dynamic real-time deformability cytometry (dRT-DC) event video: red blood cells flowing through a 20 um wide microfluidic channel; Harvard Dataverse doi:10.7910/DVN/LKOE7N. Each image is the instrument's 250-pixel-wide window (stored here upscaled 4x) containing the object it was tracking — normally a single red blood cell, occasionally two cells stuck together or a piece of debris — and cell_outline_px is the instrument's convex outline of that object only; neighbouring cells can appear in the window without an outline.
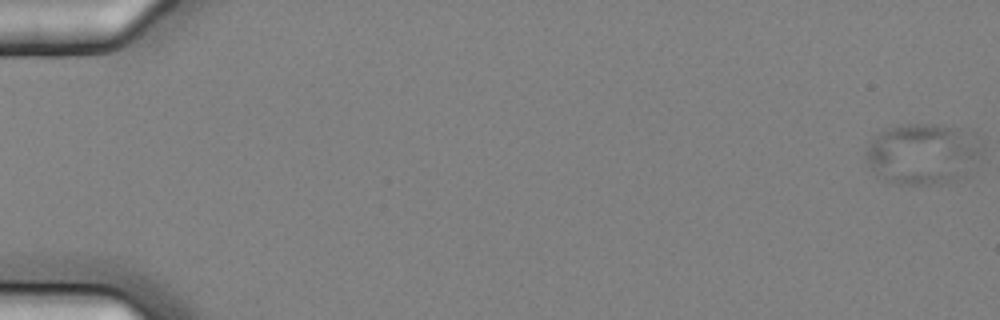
{"species": "common noctule bat (a hibernating species)", "species_latin": "Nyctalus noctula", "temperature_condition": "cold", "stored_images_in_passage": 56, "camera_frame_rate_fps": 3000, "um_per_image_px": 0.085, "animal": {"sex": "female", "body_mass_g": 25.1}, "frame": {"image": 1, "passage_image": 1, "time_ms": 0.0, "image_size_px": [1000, 320], "cell_outline_px": [[984, 156], [964, 176], [956, 180], [944, 184], [892, 184], [876, 176], [864, 160], [864, 152], [872, 140], [880, 132], [888, 128], [900, 124], [944, 124], [968, 128], [976, 132], [984, 144]], "centroid_in_image_um": [78.53, 13.06], "position_along_channel_um": 6.5, "area_um2": 43.06}}
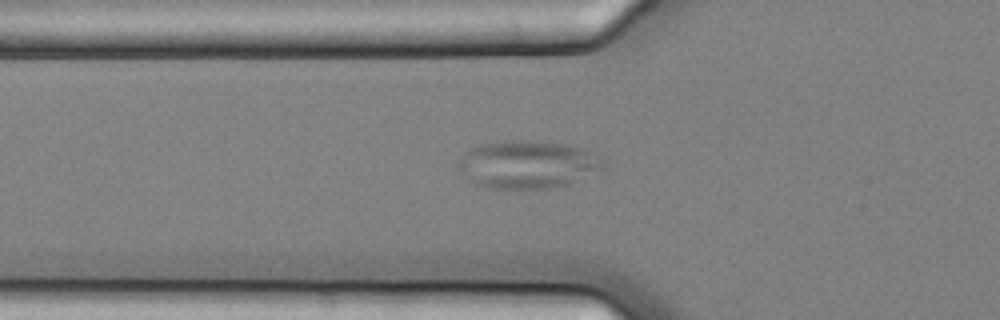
{"frame": {"image": 2, "passage_image": 22, "time_ms": 7.0, "image_size_px": [1000, 320], "cell_outline_px": [[604, 168], [568, 184], [548, 188], [488, 188], [476, 184], [468, 180], [456, 168], [456, 164], [464, 152], [480, 144], [504, 140], [536, 140], [564, 144], [596, 152], [604, 160]], "centroid_in_image_um": [44.81, 13.96], "position_along_channel_um": 81.0, "area_um2": 40.69}}
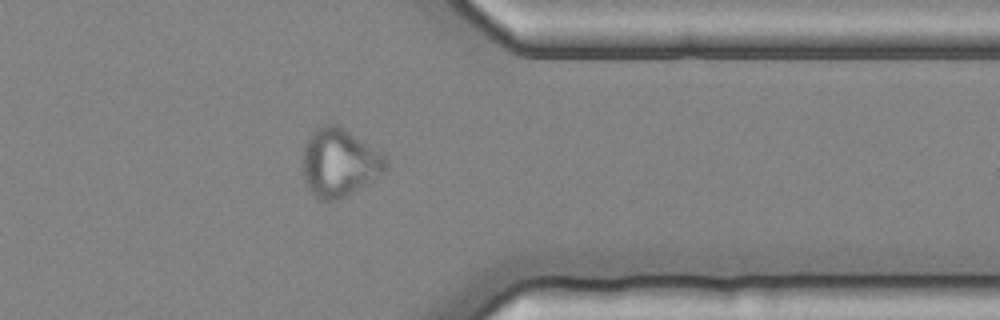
{"frame": {"image": 3, "passage_image": 48, "time_ms": 15.667, "image_size_px": [1000, 320], "cell_outline_px": [[388, 168], [384, 172], [372, 180], [340, 200], [320, 200], [308, 188], [304, 180], [300, 160], [308, 136], [320, 124], [336, 124], [344, 128], [384, 152], [388, 160]], "centroid_in_image_um": [28.84, 13.8], "position_along_channel_um": 382.6, "area_um2": 33.64}}